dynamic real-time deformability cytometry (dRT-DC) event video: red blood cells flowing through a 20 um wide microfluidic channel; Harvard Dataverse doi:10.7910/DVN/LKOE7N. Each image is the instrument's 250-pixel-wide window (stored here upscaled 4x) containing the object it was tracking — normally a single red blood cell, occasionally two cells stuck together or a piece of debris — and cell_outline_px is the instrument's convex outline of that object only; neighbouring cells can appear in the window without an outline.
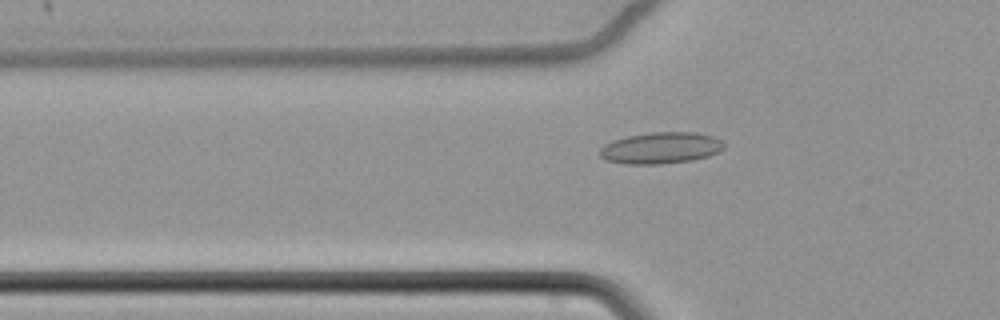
{"species": "common noctule bat (a hibernating species)", "species_latin": "Nyctalus noctula", "temperature_condition": "cold", "stored_images_in_passage": 62, "camera_frame_rate_fps": 3000, "um_per_image_px": 0.085, "animal": {"sex": "female", "body_mass_g": 22.7, "forearm_length_mm": 54.2}, "frame": {"image": 1, "passage_image": 22, "time_ms": 7.0, "image_size_px": [1000, 320], "cell_outline_px": [[724, 148], [708, 156], [692, 160], [660, 164], [624, 164], [604, 160], [600, 156], [600, 148], [604, 144], [612, 140], [628, 136], [652, 132], [696, 132], [712, 136], [720, 140], [724, 144]], "centroid_in_image_um": [56.12, 12.58], "position_along_channel_um": 69.7, "area_um2": 22.77}}
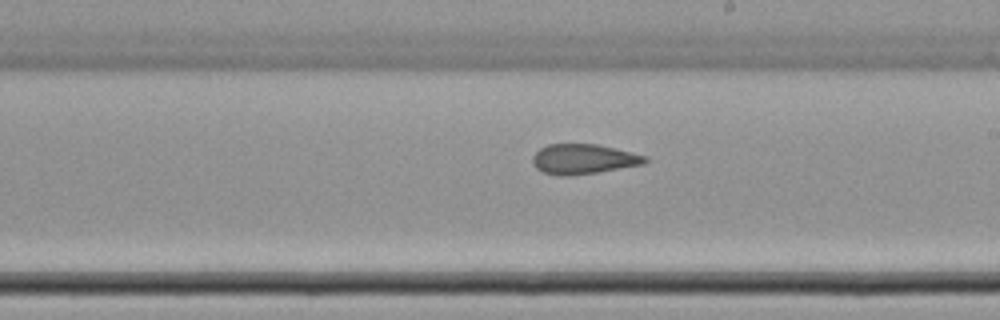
{"frame": {"image": 2, "passage_image": 37, "time_ms": 12.0, "image_size_px": [1000, 320], "cell_outline_px": [[648, 160], [644, 164], [596, 172], [568, 176], [560, 176], [544, 172], [536, 168], [532, 160], [532, 156], [540, 148], [548, 144], [596, 144], [648, 156]], "centroid_in_image_um": [49.58, 13.52], "position_along_channel_um": 239.4, "area_um2": 19.48}}
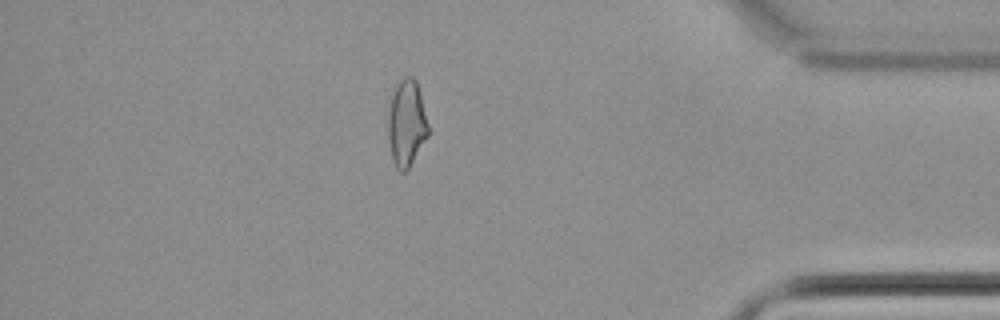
{"frame": {"image": 3, "passage_image": 54, "time_ms": 17.667, "image_size_px": [1000, 320], "cell_outline_px": [[428, 136], [408, 168], [404, 172], [400, 172], [396, 168], [392, 160], [388, 136], [388, 112], [392, 96], [396, 84], [404, 76], [412, 76], [416, 80], [420, 92], [428, 124]], "centroid_in_image_um": [34.55, 10.47], "position_along_channel_um": 400.7, "area_um2": 20.17}, "authors_computed_cell_mechanics": {"area_um2": 21.386, "velocity_mm_per_s": 3.4224, "shape_relaxation_time_tau1_ms": null, "shape_relaxation_time_tau2_ms": 2.5083, "deformation_change_tau1": null, "deformation_change_tau2": 0.0861}}